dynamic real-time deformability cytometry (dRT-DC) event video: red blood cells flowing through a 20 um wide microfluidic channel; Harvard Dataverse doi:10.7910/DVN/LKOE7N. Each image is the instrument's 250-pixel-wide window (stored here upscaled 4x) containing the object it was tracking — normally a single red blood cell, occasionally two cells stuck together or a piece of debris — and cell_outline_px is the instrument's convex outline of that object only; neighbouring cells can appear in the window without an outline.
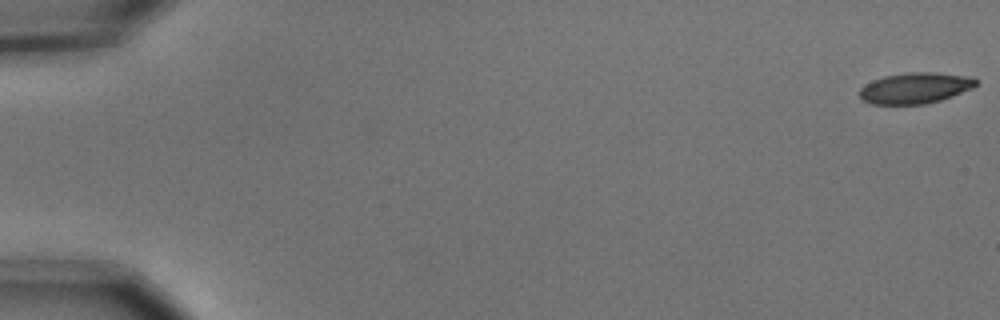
{"species": "common noctule bat (a hibernating species)", "species_latin": "Nyctalus noctula", "temperature_condition": "cold", "stored_images_in_passage": 5, "camera_frame_rate_fps": 3000, "um_per_image_px": 0.085, "animal": {"sex": "male", "body_mass_g": 15.6}, "frame": {"image": 1, "passage_image": 1, "time_ms": 0.0, "image_size_px": [1000, 320], "cell_outline_px": [[976, 84], [972, 88], [952, 96], [940, 100], [924, 104], [872, 104], [860, 100], [860, 88], [864, 84], [872, 80], [884, 76], [908, 72], [936, 72], [972, 76], [976, 80]], "centroid_in_image_um": [77.76, 7.47], "position_along_channel_um": 7.2, "area_um2": 21.1}}
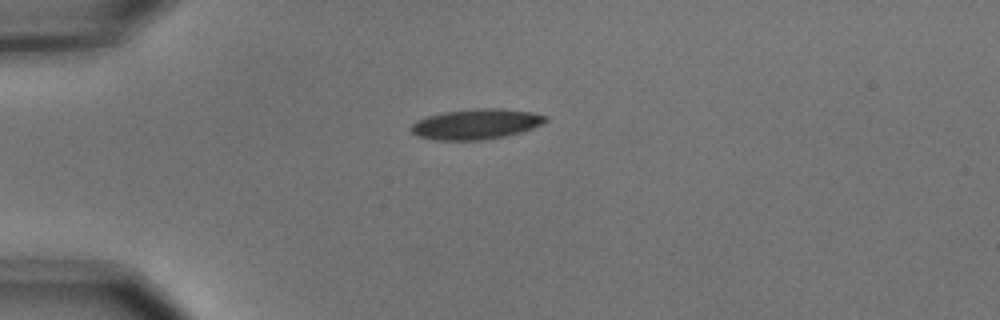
{"frame": {"image": 2, "passage_image": 5, "time_ms": 1.333, "image_size_px": [1000, 320], "cell_outline_px": [[548, 120], [532, 128], [520, 132], [504, 136], [484, 140], [436, 140], [416, 136], [408, 128], [416, 120], [428, 116], [444, 112], [476, 108], [500, 108], [532, 112], [548, 116]], "centroid_in_image_um": [40.44, 10.54], "position_along_channel_um": 44.6, "area_um2": 23.81}}